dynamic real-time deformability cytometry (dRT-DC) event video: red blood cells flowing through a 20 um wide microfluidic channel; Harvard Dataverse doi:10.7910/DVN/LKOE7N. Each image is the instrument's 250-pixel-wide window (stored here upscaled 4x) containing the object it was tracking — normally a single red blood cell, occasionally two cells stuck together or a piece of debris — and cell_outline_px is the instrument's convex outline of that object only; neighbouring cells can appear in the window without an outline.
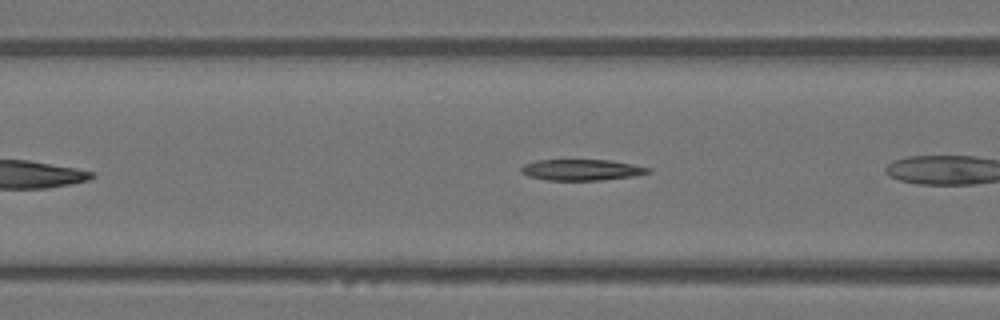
{"species": "Egyptian fruit bat (a non-hibernating species)", "species_latin": "Rousettus aegyptiacus", "temperature_condition": "warm", "stored_images_in_passage": 7, "camera_frame_rate_fps": 3000, "um_per_image_px": 0.085, "animal": {"sex": "female"}, "frame": {"image": 1, "passage_image": 5, "time_ms": 1.333, "image_size_px": [1000, 320], "cell_outline_px": [[652, 172], [632, 176], [600, 180], [548, 180], [528, 176], [520, 172], [520, 168], [524, 164], [536, 160], [612, 160], [652, 168]], "centroid_in_image_um": [49.43, 14.43], "position_along_channel_um": 117.2, "area_um2": 15.61}}